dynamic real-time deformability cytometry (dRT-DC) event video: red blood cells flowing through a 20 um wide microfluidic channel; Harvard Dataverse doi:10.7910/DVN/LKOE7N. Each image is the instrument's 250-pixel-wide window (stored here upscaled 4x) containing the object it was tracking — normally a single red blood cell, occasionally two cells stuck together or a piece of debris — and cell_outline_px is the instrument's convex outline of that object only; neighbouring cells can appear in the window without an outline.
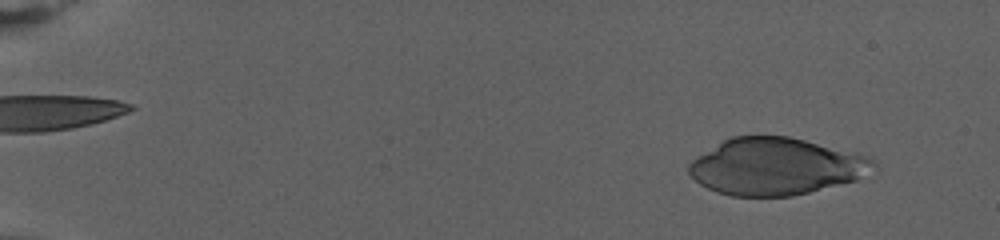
{"species": "human", "species_latin": "Homo sapiens", "temperature_condition": "warm", "stored_images_in_passage": 76, "camera_frame_rate_fps": 3000, "um_per_image_px": 0.085, "donor": {"sex": "female"}, "frame": {"image": 1, "passage_image": 7, "time_ms": 2.0, "image_size_px": [1000, 240], "cell_outline_px": [[876, 172], [856, 180], [792, 196], [732, 196], [716, 192], [700, 184], [688, 176], [688, 164], [696, 156], [724, 140], [732, 136], [788, 136], [860, 152], [868, 156], [876, 164]], "centroid_in_image_um": [65.98, 14.14], "position_along_channel_um": 19.0, "area_um2": 61.85}}